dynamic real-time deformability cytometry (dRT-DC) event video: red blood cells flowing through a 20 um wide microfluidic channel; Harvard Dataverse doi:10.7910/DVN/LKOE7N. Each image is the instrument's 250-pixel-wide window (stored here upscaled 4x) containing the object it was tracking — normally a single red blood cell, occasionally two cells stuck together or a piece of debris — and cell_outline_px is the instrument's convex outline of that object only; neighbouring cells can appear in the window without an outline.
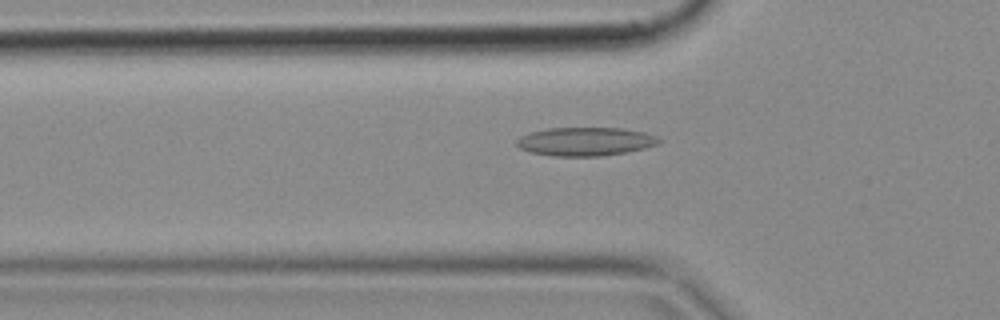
{"species": "common noctule bat (a hibernating species)", "species_latin": "Nyctalus noctula", "temperature_condition": "cold", "stored_images_in_passage": 50, "camera_frame_rate_fps": 3000, "um_per_image_px": 0.085, "animal": {"sex": "female", "body_mass_g": 18.4}, "frame": {"image": 1, "passage_image": 16, "time_ms": 5.0, "image_size_px": [1000, 320], "cell_outline_px": [[660, 140], [656, 144], [644, 148], [624, 152], [600, 156], [556, 156], [532, 152], [520, 148], [516, 144], [516, 140], [520, 136], [532, 132], [548, 128], [620, 128], [644, 132], [656, 136]], "centroid_in_image_um": [49.73, 12.02], "position_along_channel_um": 76.1, "area_um2": 23.29}}
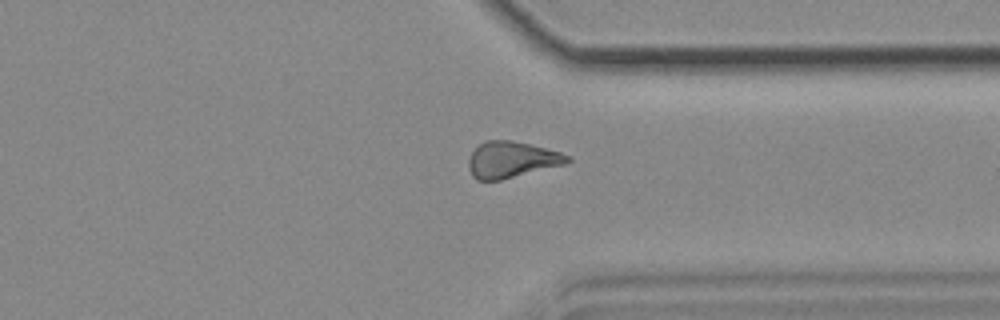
{"frame": {"image": 2, "passage_image": 38, "time_ms": 12.333, "image_size_px": [1000, 320], "cell_outline_px": [[572, 160], [568, 164], [500, 180], [476, 180], [472, 176], [468, 168], [468, 160], [472, 152], [484, 140], [508, 140], [528, 144], [560, 152], [572, 156]], "centroid_in_image_um": [43.51, 13.58], "position_along_channel_um": 367.9, "area_um2": 20.98}}
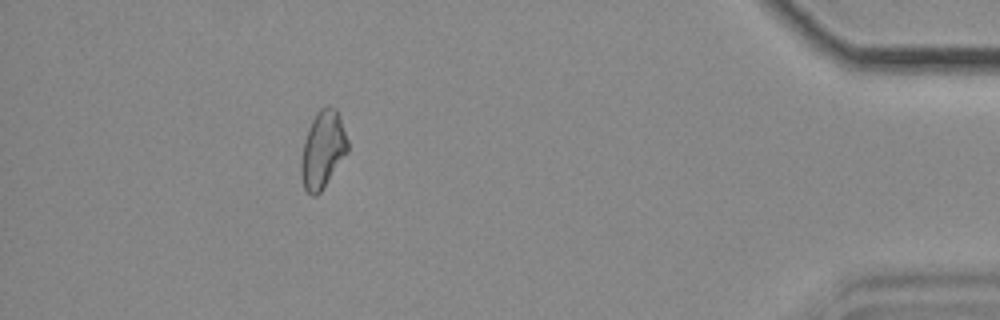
{"frame": {"image": 3, "passage_image": 45, "time_ms": 14.667, "image_size_px": [1000, 320], "cell_outline_px": [[348, 152], [320, 192], [316, 196], [312, 196], [304, 188], [300, 172], [300, 164], [304, 140], [308, 128], [316, 112], [320, 108], [328, 104], [336, 108], [340, 116], [348, 140]], "centroid_in_image_um": [27.43, 12.68], "position_along_channel_um": 407.8, "area_um2": 21.1}}